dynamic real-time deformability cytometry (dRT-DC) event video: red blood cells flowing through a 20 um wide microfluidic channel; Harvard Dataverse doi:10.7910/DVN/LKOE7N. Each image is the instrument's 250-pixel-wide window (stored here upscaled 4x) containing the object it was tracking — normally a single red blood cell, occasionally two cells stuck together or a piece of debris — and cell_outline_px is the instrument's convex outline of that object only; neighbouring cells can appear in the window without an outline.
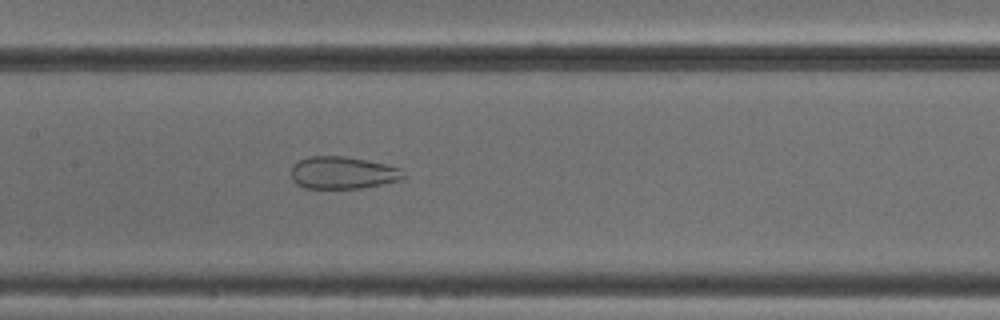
{"species": "common noctule bat (a hibernating species)", "species_latin": "Nyctalus noctula", "temperature_condition": "cold", "stored_images_in_passage": 37, "camera_frame_rate_fps": 3000, "um_per_image_px": 0.085, "animal": {"sex": "male", "body_mass_g": 18.8}, "frame": {"image": 1, "passage_image": 11, "time_ms": 3.333, "image_size_px": [1000, 320], "cell_outline_px": [[404, 176], [400, 180], [360, 188], [304, 188], [296, 184], [292, 180], [292, 168], [300, 160], [312, 156], [344, 156], [384, 164], [400, 168]], "centroid_in_image_um": [29.1, 14.69], "position_along_channel_um": 178.3, "area_um2": 20.75}}
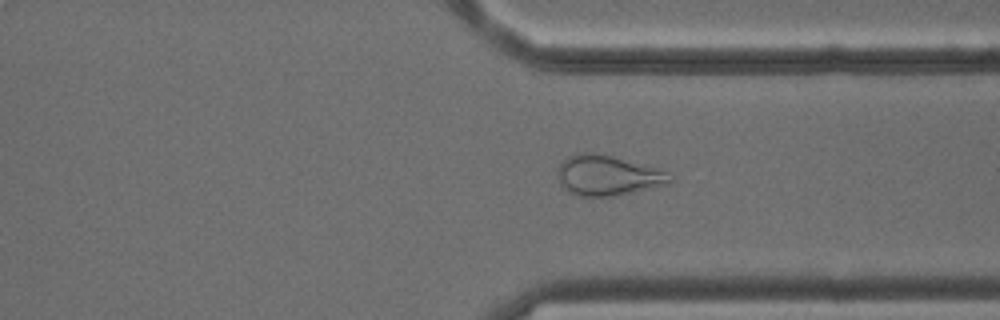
{"frame": {"image": 2, "passage_image": 25, "time_ms": 8.0, "image_size_px": [1000, 320], "cell_outline_px": [[672, 180], [668, 184], [616, 196], [580, 196], [568, 192], [564, 188], [560, 180], [556, 168], [568, 156], [580, 152], [584, 152], [612, 156], [652, 168], [664, 172]], "centroid_in_image_um": [51.57, 14.93], "position_along_channel_um": 359.8, "area_um2": 25.61}}
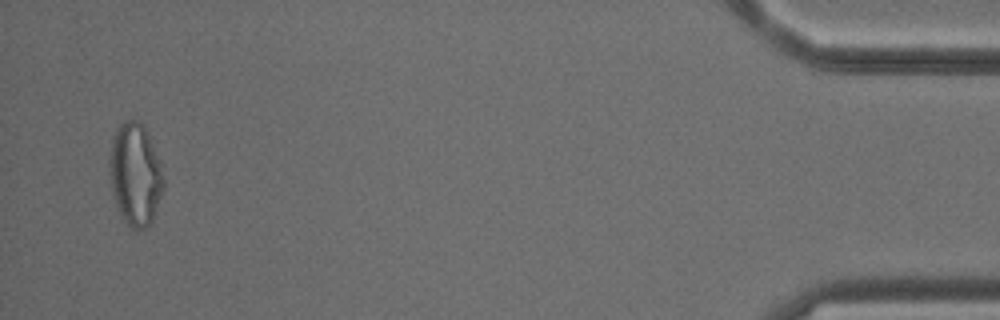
{"frame": {"image": 3, "passage_image": 36, "time_ms": 11.667, "image_size_px": [1000, 320], "cell_outline_px": [[164, 188], [152, 220], [144, 228], [136, 232], [132, 232], [120, 216], [112, 192], [108, 172], [108, 160], [112, 136], [116, 128], [124, 120], [140, 120], [164, 164]], "centroid_in_image_um": [11.49, 14.82], "position_along_channel_um": 423.7, "area_um2": 33.35}, "authors_computed_cell_mechanics": {"area_um2": 26.1834, "velocity_mm_per_s": 3.9033, "shape_relaxation_time_tau1_ms": null, "shape_relaxation_time_tau2_ms": 1.6169, "deformation_change_tau1": null, "deformation_change_tau2": 0.0949}}